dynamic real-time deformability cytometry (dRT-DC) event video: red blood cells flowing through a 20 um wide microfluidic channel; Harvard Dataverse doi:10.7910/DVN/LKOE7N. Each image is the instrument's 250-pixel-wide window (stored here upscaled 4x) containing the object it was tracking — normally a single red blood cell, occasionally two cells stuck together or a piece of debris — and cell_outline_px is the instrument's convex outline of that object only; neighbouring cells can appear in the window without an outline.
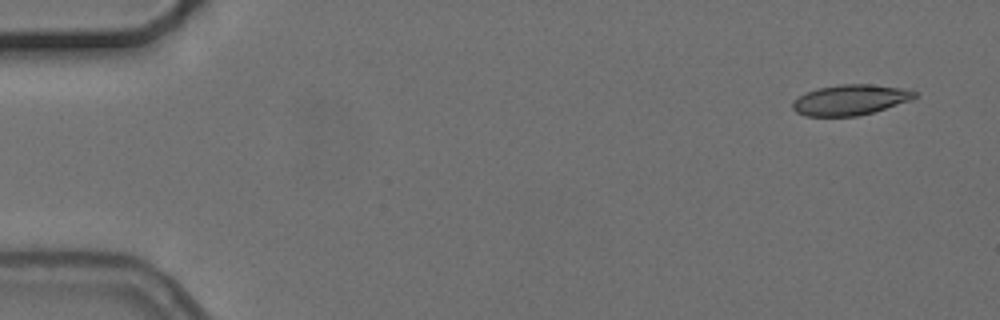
{"species": "common noctule bat (a hibernating species)", "species_latin": "Nyctalus noctula", "temperature_condition": "cold", "stored_images_in_passage": 8, "camera_frame_rate_fps": 3000, "um_per_image_px": 0.085, "animal": {"sex": "female", "body_mass_g": 24.6, "forearm_length_mm": 56.2}, "frame": {"image": 1, "passage_image": 1, "time_ms": 0.0, "image_size_px": [1000, 320], "cell_outline_px": [[916, 96], [912, 100], [872, 112], [856, 116], [804, 116], [796, 112], [792, 108], [792, 104], [804, 92], [816, 88], [840, 84], [872, 84], [904, 88], [916, 92]], "centroid_in_image_um": [72.26, 8.48], "position_along_channel_um": 12.7, "area_um2": 21.68}}
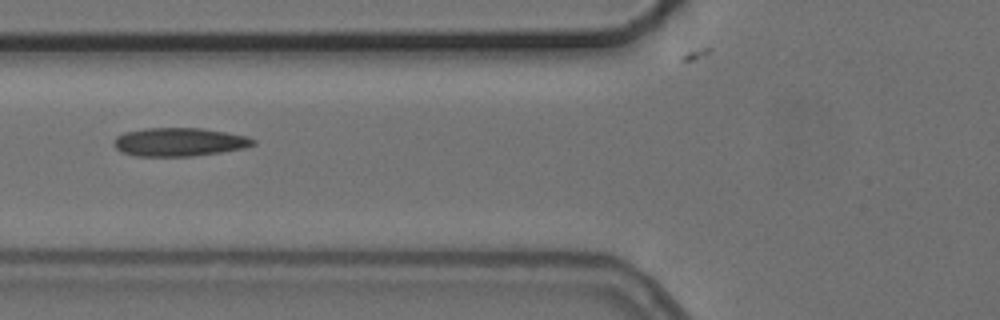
{"frame": {"image": 2, "passage_image": 5, "time_ms": 6.0, "image_size_px": [1000, 320], "cell_outline_px": [[256, 144], [244, 148], [220, 152], [192, 156], [136, 156], [120, 152], [112, 144], [116, 136], [124, 132], [144, 128], [204, 128], [248, 136], [256, 140]], "centroid_in_image_um": [15.22, 12.06], "position_along_channel_um": 110.6, "area_um2": 23.29}}
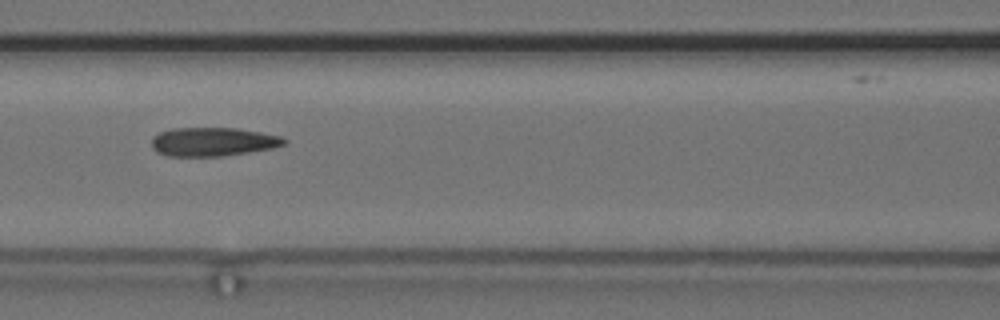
{"frame": {"image": 3, "passage_image": 6, "time_ms": 7.0, "image_size_px": [1000, 320], "cell_outline_px": [[288, 140], [284, 144], [272, 148], [224, 156], [168, 156], [156, 152], [152, 148], [152, 136], [160, 132], [172, 128], [236, 128], [260, 132], [280, 136]], "centroid_in_image_um": [18.06, 12.05], "position_along_channel_um": 148.5, "area_um2": 22.2}}